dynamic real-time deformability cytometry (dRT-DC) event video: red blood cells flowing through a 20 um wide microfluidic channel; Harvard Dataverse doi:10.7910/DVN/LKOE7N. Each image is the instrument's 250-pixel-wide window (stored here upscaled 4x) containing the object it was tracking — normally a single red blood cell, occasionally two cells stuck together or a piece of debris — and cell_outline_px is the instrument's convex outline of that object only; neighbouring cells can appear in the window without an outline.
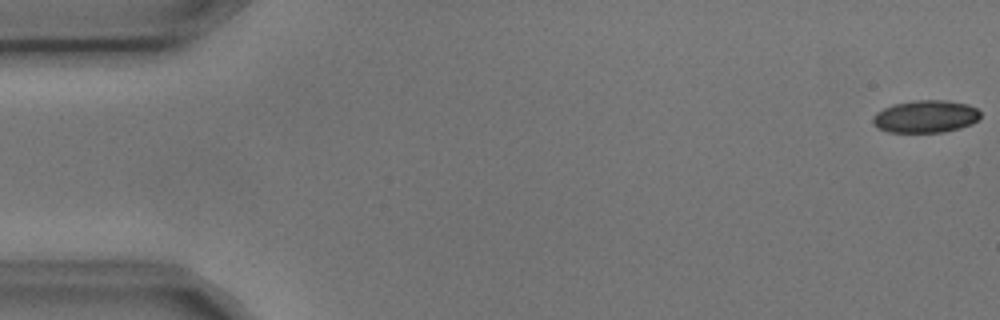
{"species": "common noctule bat (a hibernating species)", "species_latin": "Nyctalus noctula", "temperature_condition": "cold", "stored_images_in_passage": 5, "camera_frame_rate_fps": 3000, "um_per_image_px": 0.085, "animal": {"sex": "male", "body_mass_g": 17.9, "forearm_length_mm": 54.2}, "frame": {"image": 1, "passage_image": 1, "time_ms": 0.0, "image_size_px": [1000, 320], "cell_outline_px": [[980, 116], [972, 124], [960, 128], [944, 132], [888, 132], [876, 128], [872, 124], [872, 116], [876, 112], [892, 104], [916, 100], [948, 100], [968, 104], [976, 108], [980, 112]], "centroid_in_image_um": [78.64, 9.9], "position_along_channel_um": 6.4, "area_um2": 20.58}}
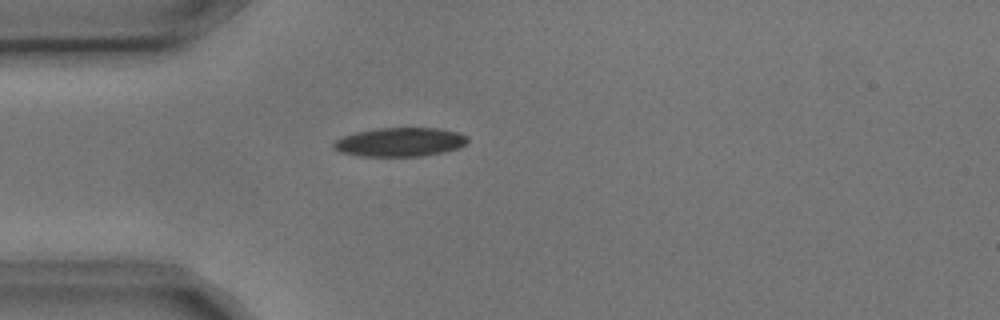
{"frame": {"image": 2, "passage_image": 5, "time_ms": 1.333, "image_size_px": [1000, 320], "cell_outline_px": [[468, 140], [460, 148], [444, 152], [420, 156], [360, 156], [340, 152], [332, 148], [332, 144], [336, 140], [344, 136], [356, 132], [380, 128], [436, 128], [460, 132], [468, 136]], "centroid_in_image_um": [34.01, 12.08], "position_along_channel_um": 51.0, "area_um2": 22.6}}